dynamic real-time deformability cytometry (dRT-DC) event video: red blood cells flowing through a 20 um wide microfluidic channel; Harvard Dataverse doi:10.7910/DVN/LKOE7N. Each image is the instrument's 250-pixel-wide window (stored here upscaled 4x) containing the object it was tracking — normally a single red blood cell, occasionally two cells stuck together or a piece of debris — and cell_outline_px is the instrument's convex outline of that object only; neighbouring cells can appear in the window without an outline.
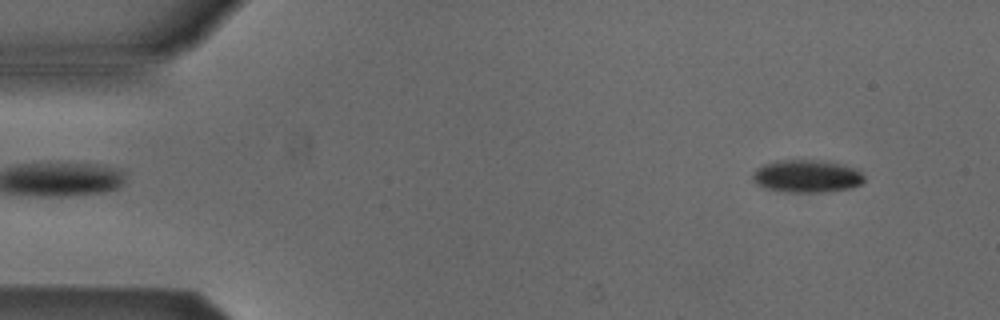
{"species": "Egyptian fruit bat (a non-hibernating species)", "species_latin": "Rousettus aegyptiacus", "temperature_condition": "cold", "stored_images_in_passage": 3, "camera_frame_rate_fps": 3000, "um_per_image_px": 0.085, "animal": {"sex": "male"}, "frame": {"image": 1, "passage_image": 1, "time_ms": 0.0, "image_size_px": [1000, 320], "cell_outline_px": [[864, 180], [860, 184], [852, 188], [828, 192], [784, 192], [764, 188], [756, 184], [752, 180], [752, 176], [756, 168], [764, 164], [776, 160], [816, 160], [856, 168], [864, 176]], "centroid_in_image_um": [68.54, 14.99], "position_along_channel_um": 16.5, "area_um2": 21.27}}